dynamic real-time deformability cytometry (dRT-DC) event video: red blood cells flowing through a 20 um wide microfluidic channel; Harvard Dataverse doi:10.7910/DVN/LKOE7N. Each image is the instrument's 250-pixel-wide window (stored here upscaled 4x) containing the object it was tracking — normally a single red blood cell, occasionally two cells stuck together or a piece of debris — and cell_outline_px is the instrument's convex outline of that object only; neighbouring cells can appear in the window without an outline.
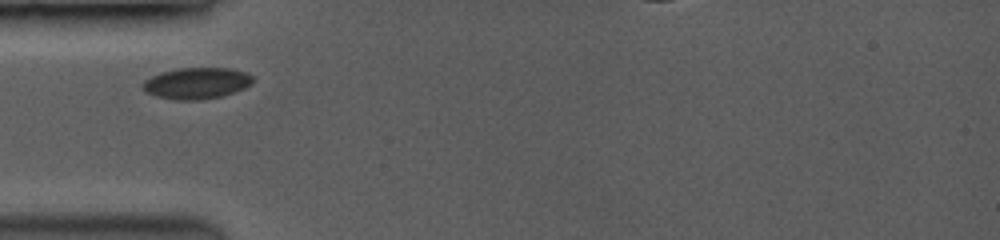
{"species": "common noctule bat (a hibernating species)", "species_latin": "Nyctalus noctula", "temperature_condition": "room temperature", "stored_images_in_passage": 19, "camera_frame_rate_fps": 3500, "um_per_image_px": 0.085, "animal": {"sex": "female", "body_mass_g": 19.0, "forearm_length_mm": 53.3}, "frame": {"image": 1, "passage_image": 1, "time_ms": 0.0, "image_size_px": [1000, 240], "cell_outline_px": [[252, 84], [244, 88], [220, 96], [196, 100], [180, 100], [160, 96], [148, 92], [140, 84], [144, 80], [160, 72], [176, 68], [232, 68], [244, 72], [252, 76]], "centroid_in_image_um": [16.71, 7.05], "position_along_channel_um": 68.3, "area_um2": 19.77}}
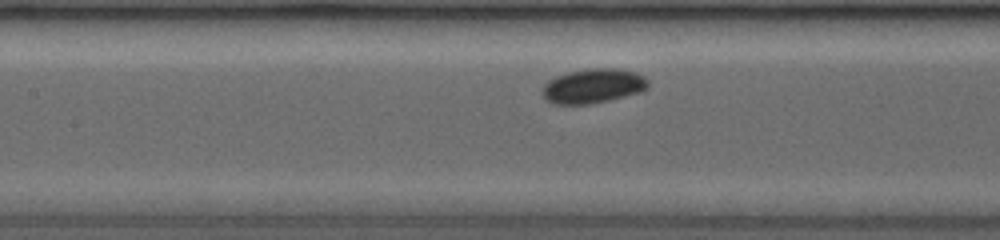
{"frame": {"image": 2, "passage_image": 13, "time_ms": 2.286, "image_size_px": [1000, 240], "cell_outline_px": [[648, 88], [640, 92], [604, 100], [584, 104], [556, 104], [548, 100], [544, 96], [544, 84], [548, 80], [556, 76], [568, 72], [588, 68], [620, 68], [636, 72], [644, 76], [648, 80]], "centroid_in_image_um": [50.44, 7.27], "position_along_channel_um": 157.0, "area_um2": 20.92}}
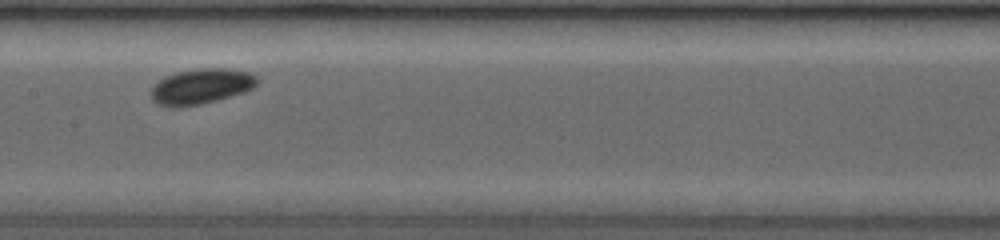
{"frame": {"image": 3, "passage_image": 18, "time_ms": 3.143, "image_size_px": [1000, 240], "cell_outline_px": [[260, 80], [252, 88], [244, 92], [196, 104], [160, 104], [152, 96], [152, 88], [164, 76], [176, 72], [196, 68], [228, 68], [248, 72], [256, 76]], "centroid_in_image_um": [17.17, 7.26], "position_along_channel_um": 190.2, "area_um2": 20.87}}